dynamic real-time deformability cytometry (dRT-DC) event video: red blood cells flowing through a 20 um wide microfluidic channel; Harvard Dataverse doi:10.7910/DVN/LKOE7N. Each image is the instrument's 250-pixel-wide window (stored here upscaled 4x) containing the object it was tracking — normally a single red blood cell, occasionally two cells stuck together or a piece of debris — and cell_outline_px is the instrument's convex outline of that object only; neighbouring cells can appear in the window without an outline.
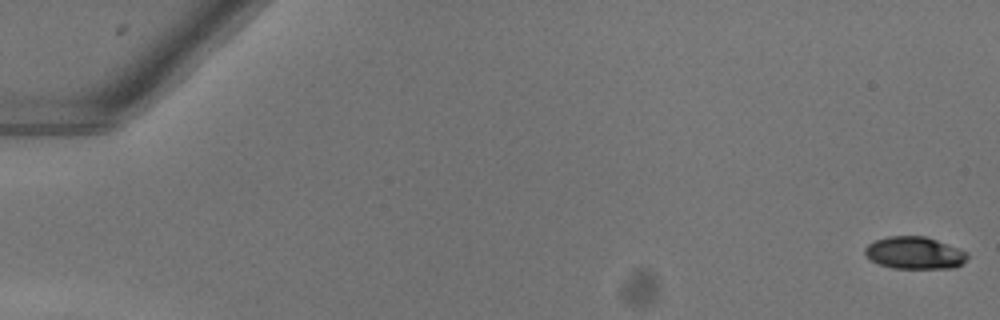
{"species": "common noctule bat (a hibernating species)", "species_latin": "Nyctalus noctula", "temperature_condition": "warm", "stored_images_in_passage": 53, "camera_frame_rate_fps": 3000, "um_per_image_px": 0.085, "animal": {"sex": "female"}, "frame": {"image": 1, "passage_image": 1, "time_ms": 0.0, "image_size_px": [1000, 320], "cell_outline_px": [[968, 256], [956, 268], [892, 268], [868, 260], [864, 256], [864, 248], [868, 244], [876, 240], [888, 236], [924, 236], [936, 240], [968, 252]], "centroid_in_image_um": [77.68, 21.5], "position_along_channel_um": 7.3, "area_um2": 19.25}}
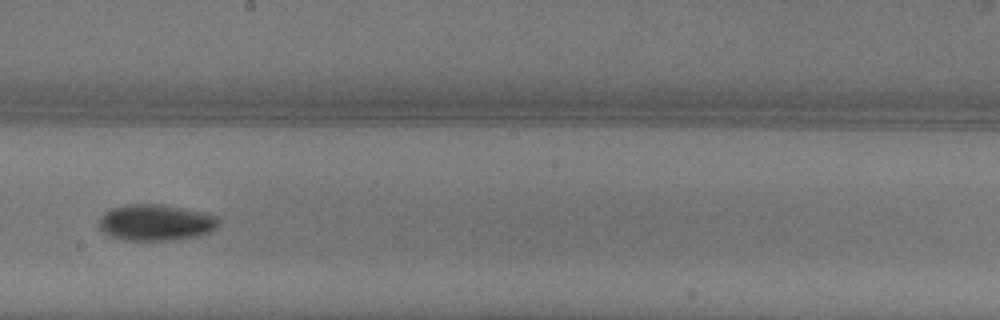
{"frame": {"image": 2, "passage_image": 31, "time_ms": 10.0, "image_size_px": [1000, 320], "cell_outline_px": [[220, 220], [216, 228], [208, 232], [196, 236], [176, 240], [124, 240], [108, 236], [100, 232], [96, 224], [100, 216], [112, 208], [124, 204], [164, 204], [204, 212], [216, 216]], "centroid_in_image_um": [13.18, 18.91], "position_along_channel_um": 235.0, "area_um2": 25.72}}
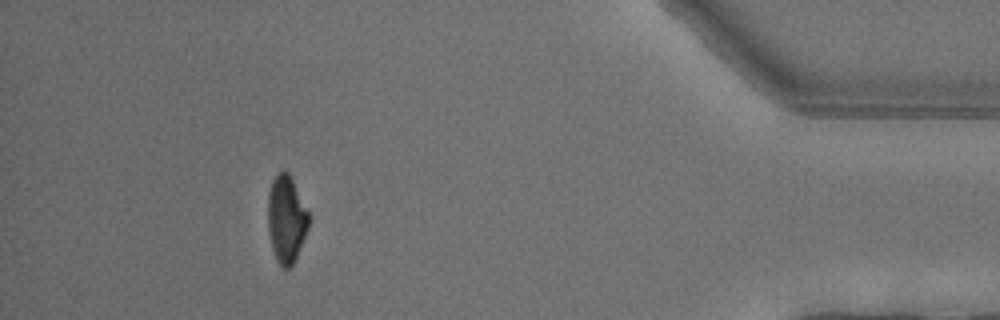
{"frame": {"image": 3, "passage_image": 48, "time_ms": 15.667, "image_size_px": [1000, 320], "cell_outline_px": [[308, 228], [296, 256], [292, 264], [288, 268], [284, 268], [276, 260], [272, 248], [268, 232], [268, 192], [272, 180], [276, 172], [288, 172], [308, 208]], "centroid_in_image_um": [24.32, 18.59], "position_along_channel_um": 410.9, "area_um2": 20.63}, "authors_computed_cell_mechanics": {"area_um2": 21.9062, "velocity_mm_per_s": 4.0598, "shape_relaxation_time_tau1_ms": 4.693, "shape_relaxation_time_tau2_ms": null, "deformation_change_tau1": 0.1655, "deformation_change_tau2": null}}